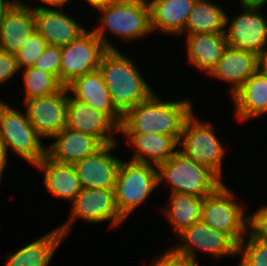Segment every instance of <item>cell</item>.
I'll return each instance as SVG.
<instances>
[{
	"mask_svg": "<svg viewBox=\"0 0 267 266\" xmlns=\"http://www.w3.org/2000/svg\"><path fill=\"white\" fill-rule=\"evenodd\" d=\"M63 12L62 9L34 10L35 29L50 46H66L87 31Z\"/></svg>",
	"mask_w": 267,
	"mask_h": 266,
	"instance_id": "2e32d148",
	"label": "cell"
},
{
	"mask_svg": "<svg viewBox=\"0 0 267 266\" xmlns=\"http://www.w3.org/2000/svg\"><path fill=\"white\" fill-rule=\"evenodd\" d=\"M158 185L162 181L171 185V193H186L204 198L223 183L207 167L194 162L181 152L174 153L157 166Z\"/></svg>",
	"mask_w": 267,
	"mask_h": 266,
	"instance_id": "277c9868",
	"label": "cell"
},
{
	"mask_svg": "<svg viewBox=\"0 0 267 266\" xmlns=\"http://www.w3.org/2000/svg\"><path fill=\"white\" fill-rule=\"evenodd\" d=\"M225 11L208 0H196L192 12L189 14L185 27L186 34L225 33Z\"/></svg>",
	"mask_w": 267,
	"mask_h": 266,
	"instance_id": "4316f807",
	"label": "cell"
},
{
	"mask_svg": "<svg viewBox=\"0 0 267 266\" xmlns=\"http://www.w3.org/2000/svg\"><path fill=\"white\" fill-rule=\"evenodd\" d=\"M98 69L110 93L113 109L122 119L155 93L131 58L117 49H108L103 54Z\"/></svg>",
	"mask_w": 267,
	"mask_h": 266,
	"instance_id": "6da1fadb",
	"label": "cell"
},
{
	"mask_svg": "<svg viewBox=\"0 0 267 266\" xmlns=\"http://www.w3.org/2000/svg\"><path fill=\"white\" fill-rule=\"evenodd\" d=\"M160 255L155 257L152 266H198V262L176 253L172 248L165 250Z\"/></svg>",
	"mask_w": 267,
	"mask_h": 266,
	"instance_id": "836d02e7",
	"label": "cell"
},
{
	"mask_svg": "<svg viewBox=\"0 0 267 266\" xmlns=\"http://www.w3.org/2000/svg\"><path fill=\"white\" fill-rule=\"evenodd\" d=\"M0 137L7 149L35 165L46 155V146L30 123L26 112L22 113L0 100Z\"/></svg>",
	"mask_w": 267,
	"mask_h": 266,
	"instance_id": "ba28073f",
	"label": "cell"
},
{
	"mask_svg": "<svg viewBox=\"0 0 267 266\" xmlns=\"http://www.w3.org/2000/svg\"><path fill=\"white\" fill-rule=\"evenodd\" d=\"M144 7L151 8L156 3L164 1V0H138Z\"/></svg>",
	"mask_w": 267,
	"mask_h": 266,
	"instance_id": "60d3db41",
	"label": "cell"
},
{
	"mask_svg": "<svg viewBox=\"0 0 267 266\" xmlns=\"http://www.w3.org/2000/svg\"><path fill=\"white\" fill-rule=\"evenodd\" d=\"M107 50L93 30L61 47L60 82L66 87L75 78L98 70Z\"/></svg>",
	"mask_w": 267,
	"mask_h": 266,
	"instance_id": "9c48e42d",
	"label": "cell"
},
{
	"mask_svg": "<svg viewBox=\"0 0 267 266\" xmlns=\"http://www.w3.org/2000/svg\"><path fill=\"white\" fill-rule=\"evenodd\" d=\"M127 136L128 144L135 154L131 161L154 164L166 162L179 149V141L171 135L157 133H121Z\"/></svg>",
	"mask_w": 267,
	"mask_h": 266,
	"instance_id": "44dd1931",
	"label": "cell"
},
{
	"mask_svg": "<svg viewBox=\"0 0 267 266\" xmlns=\"http://www.w3.org/2000/svg\"><path fill=\"white\" fill-rule=\"evenodd\" d=\"M52 139L55 142L46 146V155L59 163L74 165L95 153L103 144L94 136L63 128Z\"/></svg>",
	"mask_w": 267,
	"mask_h": 266,
	"instance_id": "e0dca14e",
	"label": "cell"
},
{
	"mask_svg": "<svg viewBox=\"0 0 267 266\" xmlns=\"http://www.w3.org/2000/svg\"><path fill=\"white\" fill-rule=\"evenodd\" d=\"M66 127L96 137L103 145L117 142L119 126L105 113L68 96ZM113 133V134H112ZM110 136H109V135Z\"/></svg>",
	"mask_w": 267,
	"mask_h": 266,
	"instance_id": "9a60e30c",
	"label": "cell"
},
{
	"mask_svg": "<svg viewBox=\"0 0 267 266\" xmlns=\"http://www.w3.org/2000/svg\"><path fill=\"white\" fill-rule=\"evenodd\" d=\"M203 198L186 193H171L169 206L164 209L165 217L179 235L194 223L201 221Z\"/></svg>",
	"mask_w": 267,
	"mask_h": 266,
	"instance_id": "83f0119b",
	"label": "cell"
},
{
	"mask_svg": "<svg viewBox=\"0 0 267 266\" xmlns=\"http://www.w3.org/2000/svg\"><path fill=\"white\" fill-rule=\"evenodd\" d=\"M183 242L171 247L176 253L189 257L195 262V249L212 257L237 256V245L225 234L198 221L179 234Z\"/></svg>",
	"mask_w": 267,
	"mask_h": 266,
	"instance_id": "4fadbf2b",
	"label": "cell"
},
{
	"mask_svg": "<svg viewBox=\"0 0 267 266\" xmlns=\"http://www.w3.org/2000/svg\"><path fill=\"white\" fill-rule=\"evenodd\" d=\"M34 166L44 172L45 188L52 195L74 202L82 190L74 165L56 162L45 155Z\"/></svg>",
	"mask_w": 267,
	"mask_h": 266,
	"instance_id": "7402d4cb",
	"label": "cell"
},
{
	"mask_svg": "<svg viewBox=\"0 0 267 266\" xmlns=\"http://www.w3.org/2000/svg\"><path fill=\"white\" fill-rule=\"evenodd\" d=\"M38 1H41L44 4H47L48 7L38 5L37 7L32 8L33 10H43V9L50 10L51 7H52V9H54V7H55L56 9L59 8V9L64 10L63 8H64L65 4L68 3L70 0H38Z\"/></svg>",
	"mask_w": 267,
	"mask_h": 266,
	"instance_id": "d590c367",
	"label": "cell"
},
{
	"mask_svg": "<svg viewBox=\"0 0 267 266\" xmlns=\"http://www.w3.org/2000/svg\"><path fill=\"white\" fill-rule=\"evenodd\" d=\"M248 229L255 239L267 242V205L248 214Z\"/></svg>",
	"mask_w": 267,
	"mask_h": 266,
	"instance_id": "d6a6232c",
	"label": "cell"
},
{
	"mask_svg": "<svg viewBox=\"0 0 267 266\" xmlns=\"http://www.w3.org/2000/svg\"><path fill=\"white\" fill-rule=\"evenodd\" d=\"M19 0H0V24L5 18L6 14Z\"/></svg>",
	"mask_w": 267,
	"mask_h": 266,
	"instance_id": "f35d334b",
	"label": "cell"
},
{
	"mask_svg": "<svg viewBox=\"0 0 267 266\" xmlns=\"http://www.w3.org/2000/svg\"><path fill=\"white\" fill-rule=\"evenodd\" d=\"M196 0H164L150 8L151 32L181 35Z\"/></svg>",
	"mask_w": 267,
	"mask_h": 266,
	"instance_id": "d4e9b609",
	"label": "cell"
},
{
	"mask_svg": "<svg viewBox=\"0 0 267 266\" xmlns=\"http://www.w3.org/2000/svg\"><path fill=\"white\" fill-rule=\"evenodd\" d=\"M258 71L267 75V46L257 54Z\"/></svg>",
	"mask_w": 267,
	"mask_h": 266,
	"instance_id": "74e56055",
	"label": "cell"
},
{
	"mask_svg": "<svg viewBox=\"0 0 267 266\" xmlns=\"http://www.w3.org/2000/svg\"><path fill=\"white\" fill-rule=\"evenodd\" d=\"M116 146L117 142L105 144L95 153L74 164L83 189H114L121 164V159L112 153Z\"/></svg>",
	"mask_w": 267,
	"mask_h": 266,
	"instance_id": "5bb4252c",
	"label": "cell"
},
{
	"mask_svg": "<svg viewBox=\"0 0 267 266\" xmlns=\"http://www.w3.org/2000/svg\"><path fill=\"white\" fill-rule=\"evenodd\" d=\"M242 4H266L267 0H240Z\"/></svg>",
	"mask_w": 267,
	"mask_h": 266,
	"instance_id": "b9f144b4",
	"label": "cell"
},
{
	"mask_svg": "<svg viewBox=\"0 0 267 266\" xmlns=\"http://www.w3.org/2000/svg\"><path fill=\"white\" fill-rule=\"evenodd\" d=\"M200 121L193 114L187 119L179 139L178 151L194 162L207 167L222 181L225 148L214 133L213 124Z\"/></svg>",
	"mask_w": 267,
	"mask_h": 266,
	"instance_id": "52a82bcc",
	"label": "cell"
},
{
	"mask_svg": "<svg viewBox=\"0 0 267 266\" xmlns=\"http://www.w3.org/2000/svg\"><path fill=\"white\" fill-rule=\"evenodd\" d=\"M68 90L63 87L59 92L24 101L25 112L37 134L52 138L66 127Z\"/></svg>",
	"mask_w": 267,
	"mask_h": 266,
	"instance_id": "7c38bea8",
	"label": "cell"
},
{
	"mask_svg": "<svg viewBox=\"0 0 267 266\" xmlns=\"http://www.w3.org/2000/svg\"><path fill=\"white\" fill-rule=\"evenodd\" d=\"M263 6L264 4L241 3L243 12L240 15L234 16L231 21L226 16L228 28L225 29V35L228 46L256 54L267 46V20L259 12Z\"/></svg>",
	"mask_w": 267,
	"mask_h": 266,
	"instance_id": "8fae6325",
	"label": "cell"
},
{
	"mask_svg": "<svg viewBox=\"0 0 267 266\" xmlns=\"http://www.w3.org/2000/svg\"><path fill=\"white\" fill-rule=\"evenodd\" d=\"M88 4H90L94 9H99L107 7L109 4L117 0H85Z\"/></svg>",
	"mask_w": 267,
	"mask_h": 266,
	"instance_id": "ab89813d",
	"label": "cell"
},
{
	"mask_svg": "<svg viewBox=\"0 0 267 266\" xmlns=\"http://www.w3.org/2000/svg\"><path fill=\"white\" fill-rule=\"evenodd\" d=\"M7 152H8L7 146L5 145V142L0 137V181H1L4 169L8 161Z\"/></svg>",
	"mask_w": 267,
	"mask_h": 266,
	"instance_id": "8d00e7d4",
	"label": "cell"
},
{
	"mask_svg": "<svg viewBox=\"0 0 267 266\" xmlns=\"http://www.w3.org/2000/svg\"><path fill=\"white\" fill-rule=\"evenodd\" d=\"M66 87L69 93L74 94V99L107 114L120 127L122 118L113 109L110 93L99 69L75 78Z\"/></svg>",
	"mask_w": 267,
	"mask_h": 266,
	"instance_id": "ffe728a7",
	"label": "cell"
},
{
	"mask_svg": "<svg viewBox=\"0 0 267 266\" xmlns=\"http://www.w3.org/2000/svg\"><path fill=\"white\" fill-rule=\"evenodd\" d=\"M71 217L61 224L59 230L67 236L75 219H83L90 224L111 221V227L124 222L116 205L114 189H83L71 204Z\"/></svg>",
	"mask_w": 267,
	"mask_h": 266,
	"instance_id": "30bf717a",
	"label": "cell"
},
{
	"mask_svg": "<svg viewBox=\"0 0 267 266\" xmlns=\"http://www.w3.org/2000/svg\"><path fill=\"white\" fill-rule=\"evenodd\" d=\"M257 70L256 53L227 46L209 76L231 83L233 95Z\"/></svg>",
	"mask_w": 267,
	"mask_h": 266,
	"instance_id": "d6986e66",
	"label": "cell"
},
{
	"mask_svg": "<svg viewBox=\"0 0 267 266\" xmlns=\"http://www.w3.org/2000/svg\"><path fill=\"white\" fill-rule=\"evenodd\" d=\"M186 48L189 62L210 74L221 59L225 48L228 46L225 33L186 34Z\"/></svg>",
	"mask_w": 267,
	"mask_h": 266,
	"instance_id": "cb8c5ba5",
	"label": "cell"
},
{
	"mask_svg": "<svg viewBox=\"0 0 267 266\" xmlns=\"http://www.w3.org/2000/svg\"><path fill=\"white\" fill-rule=\"evenodd\" d=\"M22 74L26 88L24 101L55 94L64 87L56 76L34 67L24 68Z\"/></svg>",
	"mask_w": 267,
	"mask_h": 266,
	"instance_id": "f1b7e54d",
	"label": "cell"
},
{
	"mask_svg": "<svg viewBox=\"0 0 267 266\" xmlns=\"http://www.w3.org/2000/svg\"><path fill=\"white\" fill-rule=\"evenodd\" d=\"M154 93L134 106L122 119L119 133H157L174 136L178 141L187 119L193 114L192 102L161 100Z\"/></svg>",
	"mask_w": 267,
	"mask_h": 266,
	"instance_id": "7a4b0ae2",
	"label": "cell"
},
{
	"mask_svg": "<svg viewBox=\"0 0 267 266\" xmlns=\"http://www.w3.org/2000/svg\"><path fill=\"white\" fill-rule=\"evenodd\" d=\"M18 71L16 56L0 49V84L8 81Z\"/></svg>",
	"mask_w": 267,
	"mask_h": 266,
	"instance_id": "e575fe53",
	"label": "cell"
},
{
	"mask_svg": "<svg viewBox=\"0 0 267 266\" xmlns=\"http://www.w3.org/2000/svg\"><path fill=\"white\" fill-rule=\"evenodd\" d=\"M61 47L48 46L32 67L56 76L60 81Z\"/></svg>",
	"mask_w": 267,
	"mask_h": 266,
	"instance_id": "1f68e13d",
	"label": "cell"
},
{
	"mask_svg": "<svg viewBox=\"0 0 267 266\" xmlns=\"http://www.w3.org/2000/svg\"><path fill=\"white\" fill-rule=\"evenodd\" d=\"M239 121L258 118L267 113V75L258 70L231 95Z\"/></svg>",
	"mask_w": 267,
	"mask_h": 266,
	"instance_id": "603a6c76",
	"label": "cell"
},
{
	"mask_svg": "<svg viewBox=\"0 0 267 266\" xmlns=\"http://www.w3.org/2000/svg\"><path fill=\"white\" fill-rule=\"evenodd\" d=\"M158 186L157 166L121 160L114 187L121 217L125 220Z\"/></svg>",
	"mask_w": 267,
	"mask_h": 266,
	"instance_id": "5b68a950",
	"label": "cell"
},
{
	"mask_svg": "<svg viewBox=\"0 0 267 266\" xmlns=\"http://www.w3.org/2000/svg\"><path fill=\"white\" fill-rule=\"evenodd\" d=\"M64 234L55 228L8 256L4 266H48Z\"/></svg>",
	"mask_w": 267,
	"mask_h": 266,
	"instance_id": "484cf974",
	"label": "cell"
},
{
	"mask_svg": "<svg viewBox=\"0 0 267 266\" xmlns=\"http://www.w3.org/2000/svg\"><path fill=\"white\" fill-rule=\"evenodd\" d=\"M48 46L47 41L35 30L15 54L19 70L32 67Z\"/></svg>",
	"mask_w": 267,
	"mask_h": 266,
	"instance_id": "4dcf8cb0",
	"label": "cell"
},
{
	"mask_svg": "<svg viewBox=\"0 0 267 266\" xmlns=\"http://www.w3.org/2000/svg\"><path fill=\"white\" fill-rule=\"evenodd\" d=\"M234 197L229 187L220 184L203 198L201 221L225 233L238 246L248 232V215H244V208L235 203Z\"/></svg>",
	"mask_w": 267,
	"mask_h": 266,
	"instance_id": "8992f818",
	"label": "cell"
},
{
	"mask_svg": "<svg viewBox=\"0 0 267 266\" xmlns=\"http://www.w3.org/2000/svg\"><path fill=\"white\" fill-rule=\"evenodd\" d=\"M248 234L247 242L244 238L237 246V255L241 254L239 263L242 266H267V242Z\"/></svg>",
	"mask_w": 267,
	"mask_h": 266,
	"instance_id": "f546056e",
	"label": "cell"
},
{
	"mask_svg": "<svg viewBox=\"0 0 267 266\" xmlns=\"http://www.w3.org/2000/svg\"><path fill=\"white\" fill-rule=\"evenodd\" d=\"M35 30L34 10L19 0L0 24V49L15 55Z\"/></svg>",
	"mask_w": 267,
	"mask_h": 266,
	"instance_id": "ac0fdd59",
	"label": "cell"
},
{
	"mask_svg": "<svg viewBox=\"0 0 267 266\" xmlns=\"http://www.w3.org/2000/svg\"><path fill=\"white\" fill-rule=\"evenodd\" d=\"M99 10L102 15L99 19L101 24L93 31L107 49L117 48L104 37L106 31L124 41H132L151 32L150 9L138 0H117Z\"/></svg>",
	"mask_w": 267,
	"mask_h": 266,
	"instance_id": "3957f363",
	"label": "cell"
}]
</instances>
